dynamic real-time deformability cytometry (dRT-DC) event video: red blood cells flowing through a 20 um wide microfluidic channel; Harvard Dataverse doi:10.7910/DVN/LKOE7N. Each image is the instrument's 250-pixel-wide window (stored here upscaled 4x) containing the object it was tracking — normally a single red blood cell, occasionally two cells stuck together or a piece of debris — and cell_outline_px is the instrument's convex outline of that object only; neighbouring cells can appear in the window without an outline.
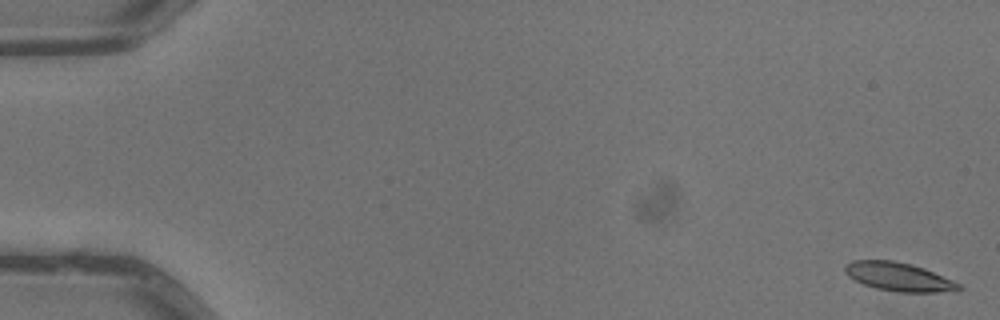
{"species": "common noctule bat (a hibernating species)", "species_latin": "Nyctalus noctula", "temperature_condition": "warm", "stored_images_in_passage": 5, "camera_frame_rate_fps": 3000, "um_per_image_px": 0.085, "animal": {"sex": "male", "body_mass_g": 13.3}, "frame": {"image": 1, "passage_image": 1, "time_ms": 0.0, "image_size_px": [1000, 320], "cell_outline_px": [[964, 288], [960, 292], [896, 292], [876, 288], [864, 284], [848, 276], [844, 272], [844, 264], [852, 260], [892, 260], [912, 264], [924, 268], [952, 280], [960, 284]], "centroid_in_image_um": [76.42, 23.53], "position_along_channel_um": 8.6, "area_um2": 19.19}}
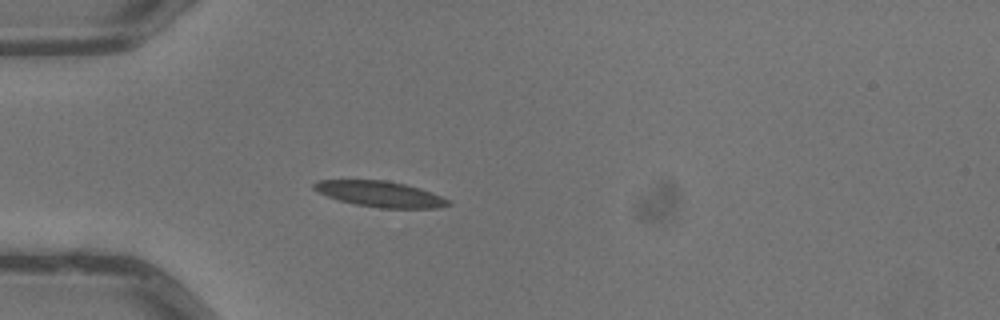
{"frame": {"image": 2, "passage_image": 5, "time_ms": 1.333, "image_size_px": [1000, 320], "cell_outline_px": [[452, 204], [436, 208], [380, 208], [356, 204], [340, 200], [316, 192], [312, 188], [312, 184], [320, 180], [384, 180], [404, 184], [420, 188], [432, 192], [452, 200]], "centroid_in_image_um": [32.34, 16.49], "position_along_channel_um": 52.7, "area_um2": 20.17}}